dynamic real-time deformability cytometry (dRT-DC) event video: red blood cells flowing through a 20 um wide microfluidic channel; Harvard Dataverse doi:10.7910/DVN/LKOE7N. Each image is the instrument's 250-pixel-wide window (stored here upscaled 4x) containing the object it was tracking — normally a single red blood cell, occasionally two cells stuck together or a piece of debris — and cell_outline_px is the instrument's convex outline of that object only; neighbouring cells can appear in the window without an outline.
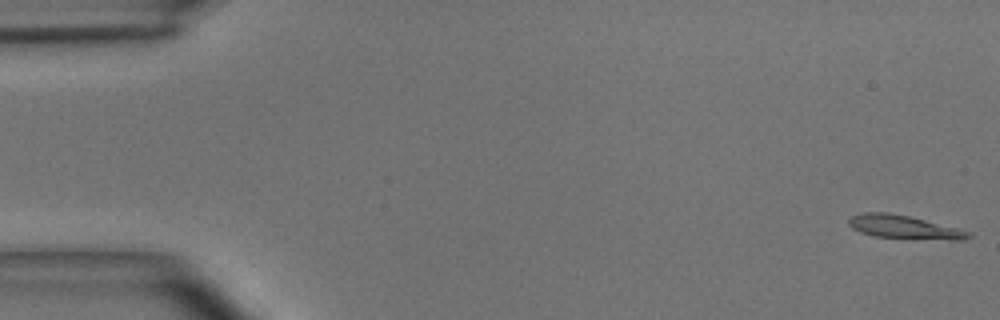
{"species": "common noctule bat (a hibernating species)", "species_latin": "Nyctalus noctula", "temperature_condition": "room temperature", "stored_images_in_passage": 49, "camera_frame_rate_fps": 3000, "um_per_image_px": 0.085, "animal": {"sex": "male", "body_mass_g": 15.6}, "frame": {"image": 1, "passage_image": 1, "time_ms": 0.0, "image_size_px": [1000, 320], "cell_outline_px": [[972, 236], [964, 240], [952, 240], [872, 236], [860, 232], [852, 228], [848, 224], [848, 220], [852, 216], [864, 212], [888, 212], [912, 216], [956, 228], [968, 232]], "centroid_in_image_um": [76.81, 19.29], "position_along_channel_um": 8.2, "area_um2": 16.24}}
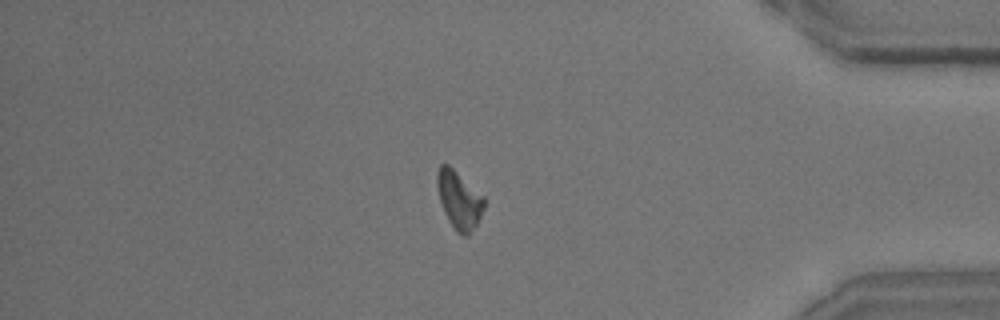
{"frame": {"image": 2, "passage_image": 42, "time_ms": 13.667, "image_size_px": [1000, 320], "cell_outline_px": [[484, 208], [476, 224], [468, 236], [464, 236], [456, 232], [448, 220], [444, 212], [440, 200], [436, 184], [436, 176], [440, 164], [448, 164], [484, 196]], "centroid_in_image_um": [39.01, 16.99], "position_along_channel_um": 396.2, "area_um2": 15.72}}
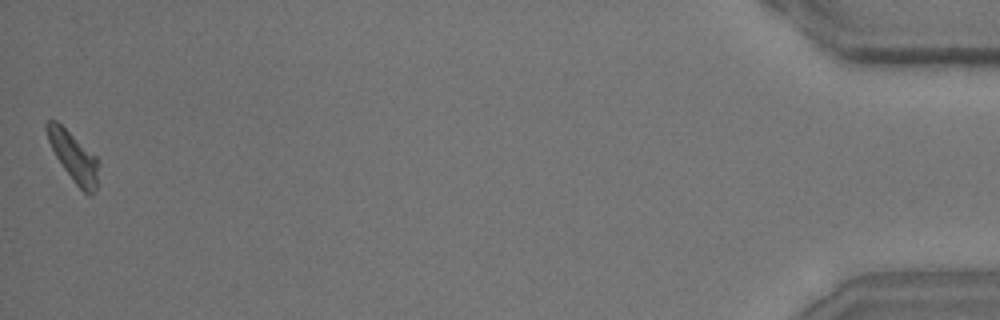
{"frame": {"image": 3, "passage_image": 49, "time_ms": 16.0, "image_size_px": [1000, 320], "cell_outline_px": [[100, 164], [96, 188], [92, 196], [88, 196], [76, 184], [64, 168], [56, 156], [48, 140], [44, 128], [44, 124], [48, 120], [56, 120], [96, 156]], "centroid_in_image_um": [6.27, 13.33], "position_along_channel_um": 428.9, "area_um2": 14.85}, "authors_computed_cell_mechanics": {"area_um2": 15.7216, "velocity_mm_per_s": 4.0345, "shape_relaxation_time_tau1_ms": 4.3328, "shape_relaxation_time_tau2_ms": null, "deformation_change_tau1": 0.2021, "deformation_change_tau2": null}}